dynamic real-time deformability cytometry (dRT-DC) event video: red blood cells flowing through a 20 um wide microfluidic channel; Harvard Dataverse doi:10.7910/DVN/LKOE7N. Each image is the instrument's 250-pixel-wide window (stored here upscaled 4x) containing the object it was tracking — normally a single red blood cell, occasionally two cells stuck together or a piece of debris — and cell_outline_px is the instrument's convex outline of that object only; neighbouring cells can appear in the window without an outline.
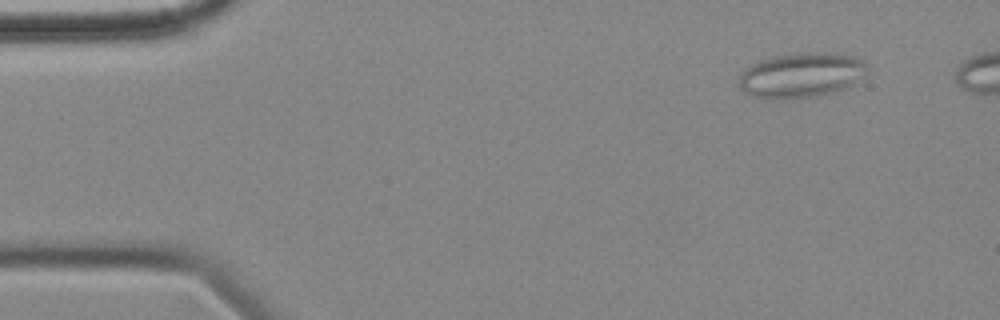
{"species": "common noctule bat (a hibernating species)", "species_latin": "Nyctalus noctula", "temperature_condition": "cold", "stored_images_in_passage": 30, "camera_frame_rate_fps": 3000, "um_per_image_px": 0.085, "animal": {"sex": "female", "body_mass_g": 18.4}, "frame": {"image": 1, "passage_image": 5, "time_ms": 1.333, "image_size_px": [1000, 320], "cell_outline_px": [[868, 72], [864, 76], [852, 84], [844, 88], [816, 96], [784, 100], [756, 96], [740, 88], [740, 76], [744, 68], [760, 60], [772, 56], [796, 52], [828, 52], [856, 56], [864, 60], [868, 68]], "centroid_in_image_um": [68.15, 6.36], "position_along_channel_um": 16.8, "area_um2": 33.76}}